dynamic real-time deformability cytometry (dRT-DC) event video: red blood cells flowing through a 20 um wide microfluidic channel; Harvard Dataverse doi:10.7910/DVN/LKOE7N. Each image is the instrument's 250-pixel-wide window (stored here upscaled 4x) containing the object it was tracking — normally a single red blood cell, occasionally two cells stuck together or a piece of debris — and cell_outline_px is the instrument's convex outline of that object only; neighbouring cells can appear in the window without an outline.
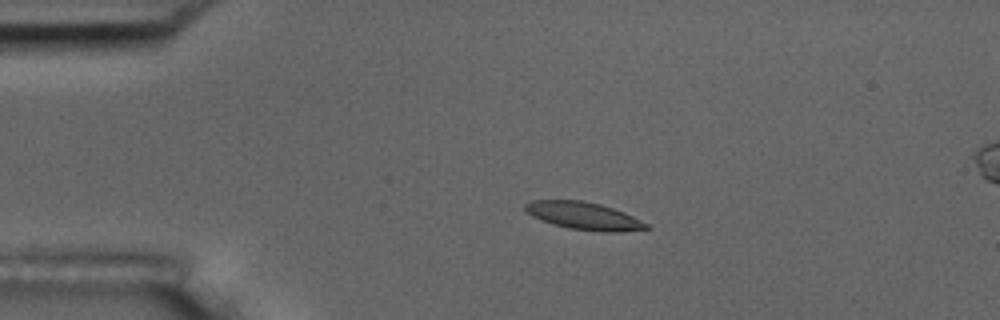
{"species": "common noctule bat (a hibernating species)", "species_latin": "Nyctalus noctula", "temperature_condition": "room temperature", "stored_images_in_passage": 5, "camera_frame_rate_fps": 3000, "um_per_image_px": 0.085, "animal": {"sex": "male", "body_mass_g": 17.5, "forearm_length_mm": 52.3}, "frame": {"image": 1, "passage_image": 3, "time_ms": 2.333, "image_size_px": [1000, 320], "cell_outline_px": [[652, 228], [620, 232], [604, 232], [568, 228], [552, 224], [540, 220], [532, 216], [524, 208], [524, 204], [532, 200], [580, 200], [600, 204], [624, 212], [648, 224]], "centroid_in_image_um": [49.62, 18.35], "position_along_channel_um": 35.4, "area_um2": 19.42}}